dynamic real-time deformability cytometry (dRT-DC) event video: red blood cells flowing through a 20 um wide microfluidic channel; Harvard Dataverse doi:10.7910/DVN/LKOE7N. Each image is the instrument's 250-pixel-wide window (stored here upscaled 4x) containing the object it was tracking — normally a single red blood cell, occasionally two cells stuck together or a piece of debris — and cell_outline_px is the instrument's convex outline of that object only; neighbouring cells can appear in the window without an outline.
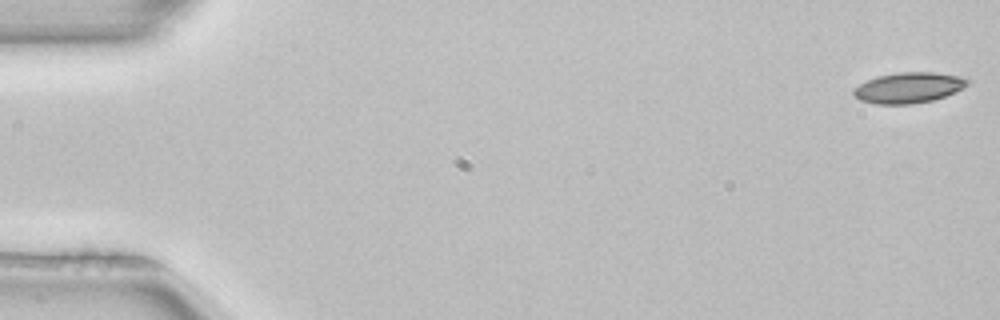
{"species": "common noctule bat (a hibernating species)", "species_latin": "Nyctalus noctula", "temperature_condition": "room temperature", "stored_images_in_passage": 52, "camera_frame_rate_fps": 3000, "um_per_image_px": 0.085, "animal": {"sex": "female", "body_mass_g": 22.7, "forearm_length_mm": 54.2}, "frame": {"image": 1, "passage_image": 1, "time_ms": 0.0, "image_size_px": [1000, 320], "cell_outline_px": [[968, 84], [964, 88], [944, 96], [932, 100], [912, 104], [876, 104], [860, 100], [852, 92], [852, 88], [876, 76], [900, 72], [932, 72], [960, 76], [968, 80]], "centroid_in_image_um": [77.21, 7.45], "position_along_channel_um": 7.8, "area_um2": 20.23}}
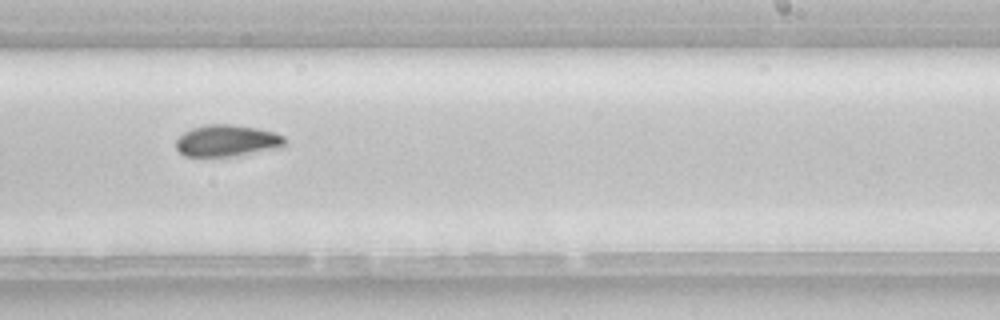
{"frame": {"image": 2, "passage_image": 32, "time_ms": 10.333, "image_size_px": [1000, 320], "cell_outline_px": [[284, 144], [280, 148], [236, 156], [184, 156], [176, 148], [176, 140], [184, 132], [192, 128], [208, 124], [228, 124], [256, 128], [276, 132], [284, 136]], "centroid_in_image_um": [19.3, 11.96], "position_along_channel_um": 269.7, "area_um2": 20.06}}
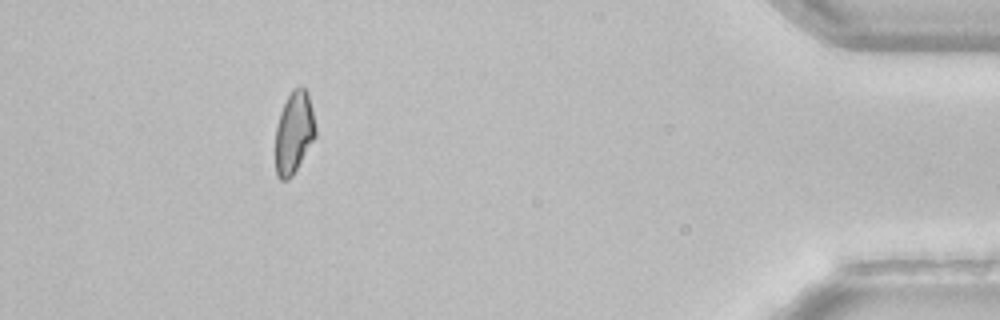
{"frame": {"image": 3, "passage_image": 47, "time_ms": 15.333, "image_size_px": [1000, 320], "cell_outline_px": [[316, 136], [292, 176], [288, 180], [280, 180], [276, 176], [276, 128], [280, 112], [292, 88], [300, 84], [304, 84], [308, 92], [312, 108], [316, 128]], "centroid_in_image_um": [25.0, 11.22], "position_along_channel_um": 410.2, "area_um2": 19.36}, "authors_computed_cell_mechanics": {"area_um2": 20.3456, "velocity_mm_per_s": 3.9867, "shape_relaxation_time_tau1_ms": 7.9156, "shape_relaxation_time_tau2_ms": null, "deformation_change_tau1": 0.1484, "deformation_change_tau2": null}}